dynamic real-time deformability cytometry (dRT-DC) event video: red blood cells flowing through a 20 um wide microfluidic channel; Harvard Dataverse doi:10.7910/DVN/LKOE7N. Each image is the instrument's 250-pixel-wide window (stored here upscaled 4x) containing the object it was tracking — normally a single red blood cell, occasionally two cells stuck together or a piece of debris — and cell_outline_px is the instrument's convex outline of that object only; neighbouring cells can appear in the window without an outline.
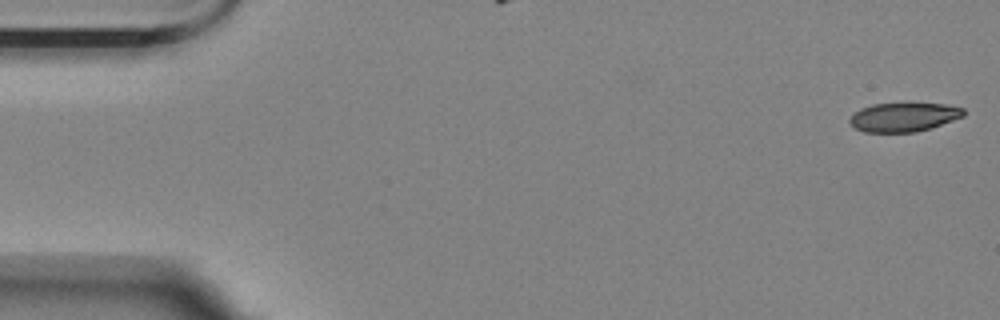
{"species": "Egyptian fruit bat (a non-hibernating species)", "species_latin": "Rousettus aegyptiacus", "temperature_condition": "room temperature", "stored_images_in_passage": 5, "camera_frame_rate_fps": 3000, "um_per_image_px": 0.085, "animal": {"sex": "female"}, "frame": {"image": 1, "passage_image": 1, "time_ms": 0.0, "image_size_px": [1000, 320], "cell_outline_px": [[964, 116], [932, 128], [916, 132], [864, 132], [856, 128], [848, 120], [860, 108], [872, 104], [944, 104], [964, 108]], "centroid_in_image_um": [76.83, 9.96], "position_along_channel_um": 8.2, "area_um2": 19.02}}